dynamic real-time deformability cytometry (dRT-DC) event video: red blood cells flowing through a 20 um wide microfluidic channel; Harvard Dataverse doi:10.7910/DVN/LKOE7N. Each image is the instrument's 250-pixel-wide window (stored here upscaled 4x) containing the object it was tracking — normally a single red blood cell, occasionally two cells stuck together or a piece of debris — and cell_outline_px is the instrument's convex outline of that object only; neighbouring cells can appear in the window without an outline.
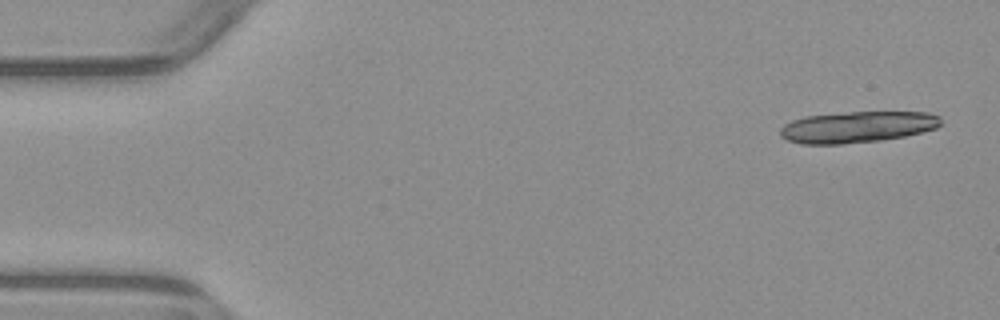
{"species": "common noctule bat (a hibernating species)", "species_latin": "Nyctalus noctula", "temperature_condition": "warm", "stored_images_in_passage": 5, "camera_frame_rate_fps": 3000, "um_per_image_px": 0.085, "animal": {"sex": "male", "body_mass_g": 23.1, "forearm_length_mm": 52.7}, "frame": {"image": 1, "passage_image": 1, "time_ms": 0.0, "image_size_px": [1000, 320], "cell_outline_px": [[940, 124], [936, 128], [904, 136], [880, 140], [844, 144], [800, 144], [788, 140], [780, 136], [780, 128], [784, 124], [792, 120], [804, 116], [848, 112], [928, 112], [940, 116]], "centroid_in_image_um": [72.83, 10.79], "position_along_channel_um": 12.2, "area_um2": 29.3}}
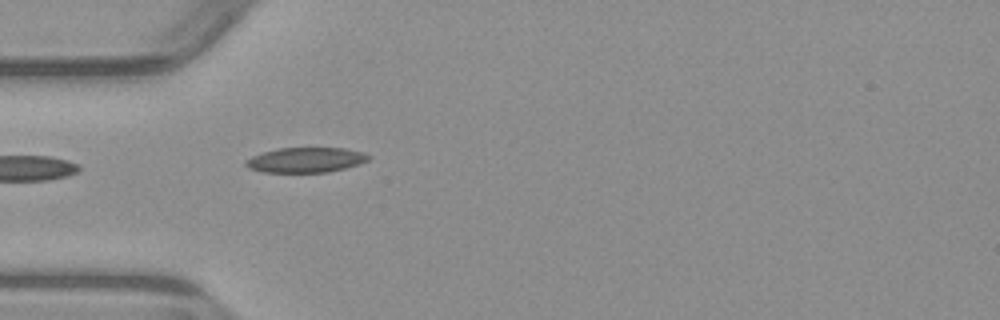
{"frame": {"image": 2, "passage_image": 5, "time_ms": 4.667, "image_size_px": [1000, 320], "cell_outline_px": [[372, 156], [368, 160], [344, 168], [328, 172], [264, 172], [248, 168], [244, 164], [244, 160], [252, 156], [264, 152], [280, 148], [344, 148], [360, 152]], "centroid_in_image_um": [25.94, 13.6], "position_along_channel_um": 59.1, "area_um2": 17.69}}